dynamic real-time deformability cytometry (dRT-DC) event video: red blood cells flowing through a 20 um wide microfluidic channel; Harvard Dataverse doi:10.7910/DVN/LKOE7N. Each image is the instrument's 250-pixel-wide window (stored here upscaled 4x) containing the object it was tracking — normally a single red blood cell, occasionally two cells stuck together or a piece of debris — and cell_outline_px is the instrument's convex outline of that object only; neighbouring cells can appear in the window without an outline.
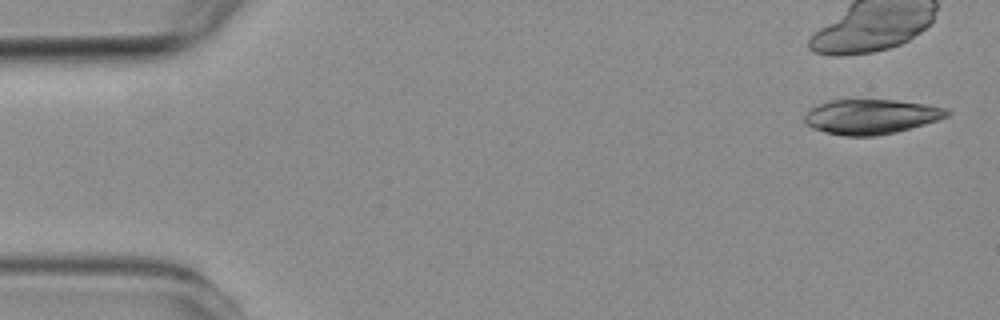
{"species": "common noctule bat (a hibernating species)", "species_latin": "Nyctalus noctula", "temperature_condition": "room temperature", "stored_images_in_passage": 4, "camera_frame_rate_fps": 3000, "um_per_image_px": 0.085, "animal": {"sex": "female", "body_mass_g": 19.3, "forearm_length_mm": 54.1}, "frame": {"image": 1, "passage_image": 1, "time_ms": 0.0, "image_size_px": [1000, 320], "cell_outline_px": [[952, 112], [948, 116], [924, 124], [896, 132], [876, 136], [844, 136], [824, 132], [812, 128], [804, 124], [804, 116], [812, 108], [828, 100], [896, 100], [924, 104], [948, 108]], "centroid_in_image_um": [74.03, 9.92], "position_along_channel_um": 11.0, "area_um2": 28.9}}